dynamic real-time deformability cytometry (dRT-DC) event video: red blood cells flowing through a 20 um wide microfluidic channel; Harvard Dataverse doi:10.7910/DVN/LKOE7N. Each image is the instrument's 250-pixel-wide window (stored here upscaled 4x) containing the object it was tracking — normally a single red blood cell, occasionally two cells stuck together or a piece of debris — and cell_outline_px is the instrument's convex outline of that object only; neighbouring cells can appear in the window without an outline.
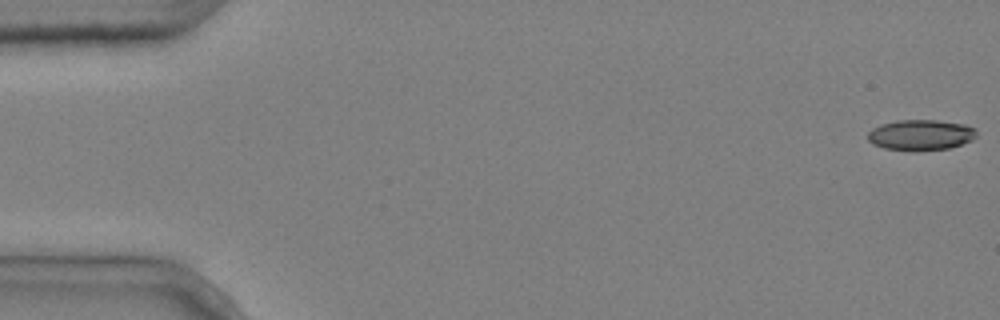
{"species": "common noctule bat (a hibernating species)", "species_latin": "Nyctalus noctula", "temperature_condition": "cold", "stored_images_in_passage": 5, "camera_frame_rate_fps": 3000, "um_per_image_px": 0.085, "animal": {"sex": "male", "body_mass_g": 20.4}, "frame": {"image": 1, "passage_image": 1, "time_ms": 0.0, "image_size_px": [1000, 320], "cell_outline_px": [[976, 136], [972, 140], [948, 148], [916, 152], [912, 152], [884, 148], [872, 144], [868, 140], [868, 132], [872, 128], [880, 124], [896, 120], [936, 120], [964, 124], [976, 128]], "centroid_in_image_um": [78.23, 11.48], "position_along_channel_um": 6.8, "area_um2": 19.71}}